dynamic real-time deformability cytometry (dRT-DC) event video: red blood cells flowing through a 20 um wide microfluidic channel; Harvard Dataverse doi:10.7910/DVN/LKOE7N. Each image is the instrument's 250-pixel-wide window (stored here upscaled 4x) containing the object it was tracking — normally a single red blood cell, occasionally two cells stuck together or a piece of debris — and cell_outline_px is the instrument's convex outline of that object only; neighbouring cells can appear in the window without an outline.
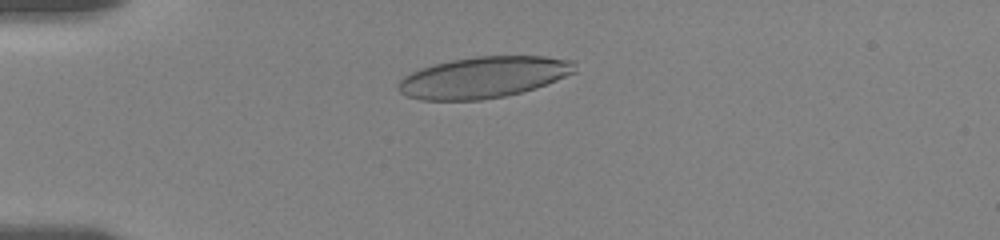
{"species": "human", "species_latin": "Homo sapiens", "temperature_condition": "room temperature", "stored_images_in_passage": 71, "camera_frame_rate_fps": 3000, "um_per_image_px": 0.085, "donor": {"sex": "female"}, "frame": {"image": 1, "passage_image": 21, "time_ms": 4.0, "image_size_px": [1000, 240], "cell_outline_px": [[576, 72], [536, 88], [504, 96], [480, 100], [420, 100], [404, 96], [396, 88], [396, 84], [404, 76], [420, 68], [452, 60], [476, 56], [544, 56], [576, 60]], "centroid_in_image_um": [41.1, 6.57], "position_along_channel_um": 43.9, "area_um2": 42.66}}
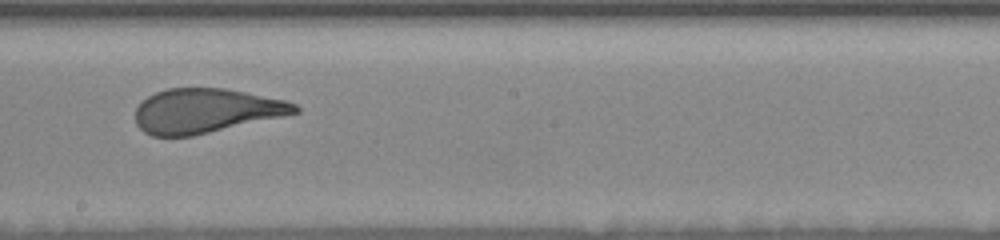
{"frame": {"image": 2, "passage_image": 47, "time_ms": 10.0, "image_size_px": [1000, 240], "cell_outline_px": [[300, 112], [192, 136], [152, 136], [144, 132], [136, 124], [136, 108], [148, 96], [156, 92], [168, 88], [224, 88], [284, 100], [296, 104], [300, 108]], "centroid_in_image_um": [17.47, 9.42], "position_along_channel_um": 230.7, "area_um2": 40.86}}
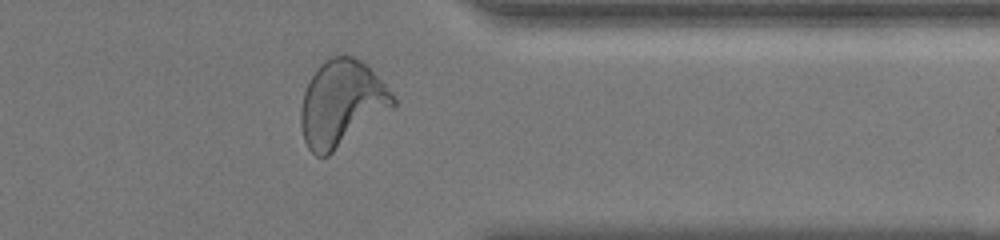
{"frame": {"image": 3, "passage_image": 70, "time_ms": 14.333, "image_size_px": [1000, 240], "cell_outline_px": [[396, 104], [392, 108], [328, 156], [316, 156], [308, 148], [304, 140], [300, 124], [300, 108], [304, 92], [308, 80], [316, 68], [324, 60], [332, 56], [352, 56], [360, 60], [384, 84], [396, 100]], "centroid_in_image_um": [28.98, 8.8], "position_along_channel_um": 382.4, "area_um2": 45.78}, "authors_computed_cell_mechanics": {"area_um2": 42.4252, "velocity_mm_per_s": 3.6084, "shape_relaxation_time_tau1_ms": 5.2498, "shape_relaxation_time_tau2_ms": null, "deformation_change_tau1": 0.1914, "deformation_change_tau2": null}}